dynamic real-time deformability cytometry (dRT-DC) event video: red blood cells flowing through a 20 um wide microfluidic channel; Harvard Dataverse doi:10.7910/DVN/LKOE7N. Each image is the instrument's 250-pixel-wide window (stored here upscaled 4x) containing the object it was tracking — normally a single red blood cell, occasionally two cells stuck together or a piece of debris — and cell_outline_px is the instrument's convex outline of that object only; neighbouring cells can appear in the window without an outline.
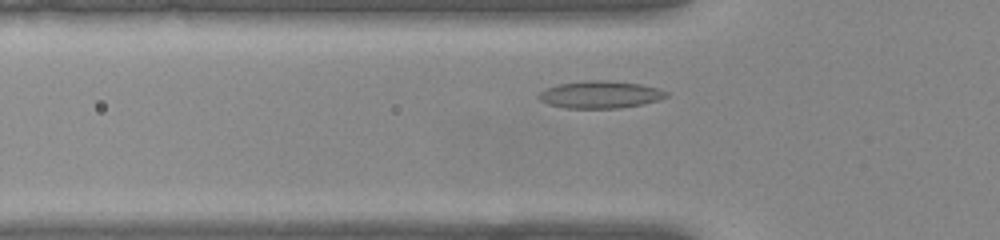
{"species": "common noctule bat (a hibernating species)", "species_latin": "Nyctalus noctula", "temperature_condition": "warm", "stored_images_in_passage": 42, "camera_frame_rate_fps": 3000, "um_per_image_px": 0.085, "animal": {"sex": "female", "body_mass_g": 22.0, "forearm_length_mm": 56.7}, "frame": {"image": 1, "passage_image": 6, "time_ms": 1.667, "image_size_px": [1000, 240], "cell_outline_px": [[668, 96], [660, 100], [644, 104], [620, 108], [564, 108], [548, 104], [540, 100], [536, 96], [540, 92], [548, 88], [560, 84], [588, 80], [608, 80], [640, 84], [656, 88], [668, 92]], "centroid_in_image_um": [51.03, 8.05], "position_along_channel_um": 74.8, "area_um2": 20.29}}
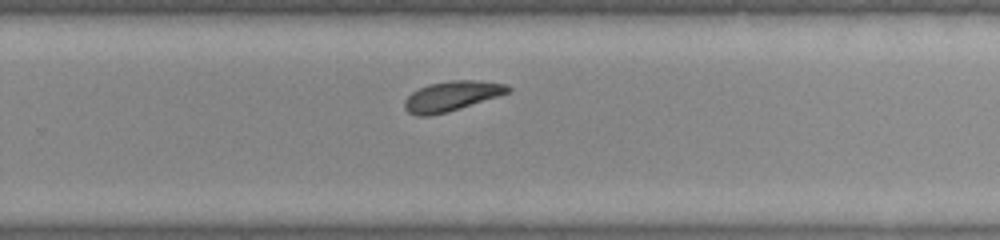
{"frame": {"image": 2, "passage_image": 23, "time_ms": 7.333, "image_size_px": [1000, 240], "cell_outline_px": [[512, 88], [508, 92], [448, 112], [428, 116], [416, 116], [408, 112], [404, 108], [404, 100], [412, 92], [428, 84], [452, 80], [476, 80], [508, 84]], "centroid_in_image_um": [38.35, 8.16], "position_along_channel_um": 291.4, "area_um2": 17.86}}
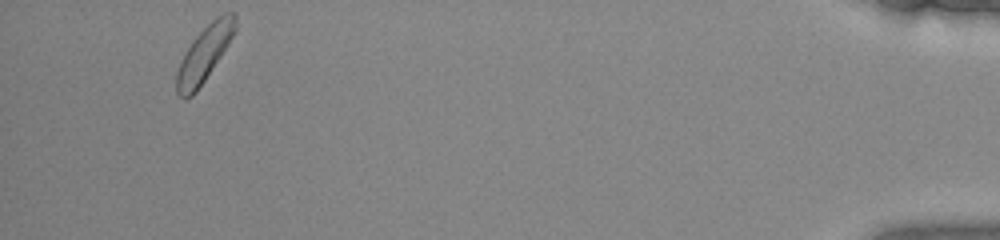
{"frame": {"image": 3, "passage_image": 39, "time_ms": 12.667, "image_size_px": [1000, 240], "cell_outline_px": [[236, 28], [228, 44], [196, 92], [192, 96], [184, 100], [176, 92], [176, 72], [180, 60], [192, 40], [216, 16], [224, 12], [236, 12]], "centroid_in_image_um": [17.34, 4.57], "position_along_channel_um": 417.9, "area_um2": 18.79}, "authors_computed_cell_mechanics": {"area_um2": 18.4382, "velocity_mm_per_s": 3.8329, "shape_relaxation_time_tau1_ms": 2.1449, "shape_relaxation_time_tau2_ms": null, "deformation_change_tau1": 0.0893, "deformation_change_tau2": null}}